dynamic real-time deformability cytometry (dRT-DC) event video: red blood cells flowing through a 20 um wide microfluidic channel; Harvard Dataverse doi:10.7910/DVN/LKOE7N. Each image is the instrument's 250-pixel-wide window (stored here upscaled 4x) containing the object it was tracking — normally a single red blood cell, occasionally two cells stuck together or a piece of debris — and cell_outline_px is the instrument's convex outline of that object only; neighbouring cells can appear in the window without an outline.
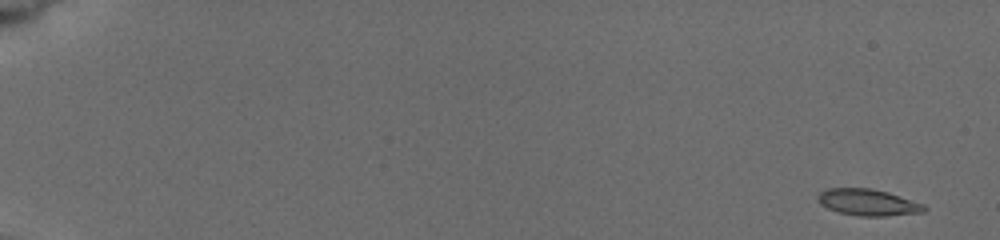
{"species": "common noctule bat (a hibernating species)", "species_latin": "Nyctalus noctula", "temperature_condition": "cold", "stored_images_in_passage": 57, "camera_frame_rate_fps": 3000, "um_per_image_px": 0.085, "animal": {"sex": "female", "body_mass_g": 19.5, "forearm_length_mm": 54.1}, "frame": {"image": 1, "passage_image": 1, "time_ms": 0.0, "image_size_px": [1000, 240], "cell_outline_px": [[928, 208], [924, 212], [884, 216], [860, 216], [840, 212], [828, 208], [820, 204], [816, 200], [816, 196], [820, 192], [828, 188], [872, 188], [888, 192], [924, 204]], "centroid_in_image_um": [73.77, 17.19], "position_along_channel_um": 11.2, "area_um2": 16.47}}
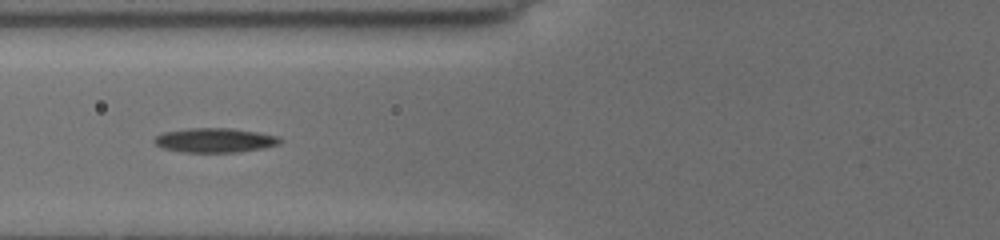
{"frame": {"image": 2, "passage_image": 36, "time_ms": 7.333, "image_size_px": [1000, 240], "cell_outline_px": [[284, 140], [280, 144], [264, 148], [236, 152], [180, 152], [164, 148], [156, 144], [152, 140], [156, 136], [164, 132], [188, 128], [232, 128], [280, 136]], "centroid_in_image_um": [18.3, 11.92], "position_along_channel_um": 107.5, "area_um2": 17.98}}
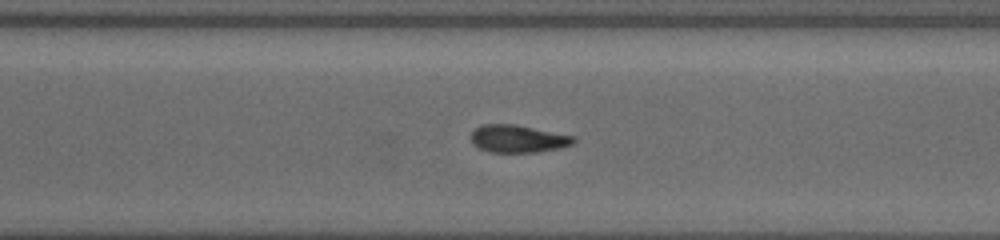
{"frame": {"image": 3, "passage_image": 57, "time_ms": 13.0, "image_size_px": [1000, 240], "cell_outline_px": [[576, 140], [572, 144], [560, 148], [536, 152], [488, 152], [472, 144], [468, 136], [476, 128], [484, 124], [516, 124], [576, 136]], "centroid_in_image_um": [44.01, 11.79], "position_along_channel_um": 326.6, "area_um2": 16.7}}